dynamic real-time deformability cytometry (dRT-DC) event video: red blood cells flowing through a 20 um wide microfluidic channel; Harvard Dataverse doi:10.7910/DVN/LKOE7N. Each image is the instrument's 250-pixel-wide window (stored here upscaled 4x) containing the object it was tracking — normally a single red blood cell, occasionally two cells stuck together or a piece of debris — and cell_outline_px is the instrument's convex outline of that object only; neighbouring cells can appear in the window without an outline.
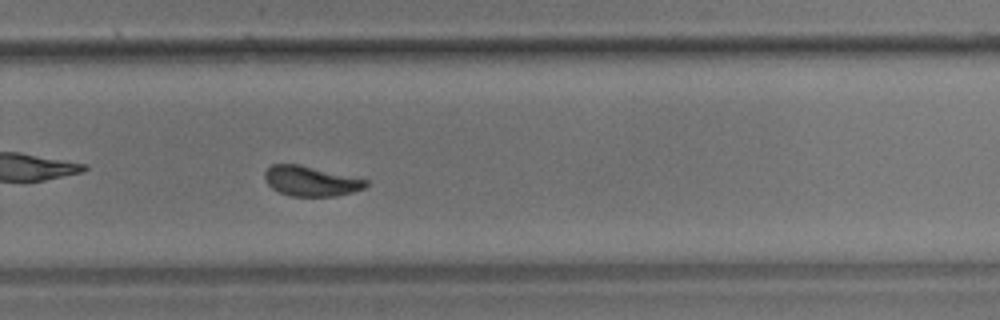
{"species": "common noctule bat (a hibernating species)", "species_latin": "Nyctalus noctula", "temperature_condition": "room temperature", "stored_images_in_passage": 52, "camera_frame_rate_fps": 3000, "um_per_image_px": 0.085, "animal": {"sex": "male", "body_mass_g": 17.9}, "frame": {"image": 1, "passage_image": 37, "time_ms": 12.0, "image_size_px": [1000, 320], "cell_outline_px": [[368, 184], [364, 188], [352, 192], [336, 196], [292, 196], [280, 192], [272, 188], [264, 180], [264, 172], [272, 164], [300, 164], [368, 180]], "centroid_in_image_um": [26.4, 15.39], "position_along_channel_um": 303.4, "area_um2": 17.63}, "authors_computed_cell_mechanics": {"area_um2": 17.8891, "velocity_mm_per_s": 3.5168, "shape_relaxation_time_tau1_ms": 3.1326, "shape_relaxation_time_tau2_ms": 1.9849, "deformation_change_tau1": 0.1325, "deformation_change_tau2": 0.0726}}